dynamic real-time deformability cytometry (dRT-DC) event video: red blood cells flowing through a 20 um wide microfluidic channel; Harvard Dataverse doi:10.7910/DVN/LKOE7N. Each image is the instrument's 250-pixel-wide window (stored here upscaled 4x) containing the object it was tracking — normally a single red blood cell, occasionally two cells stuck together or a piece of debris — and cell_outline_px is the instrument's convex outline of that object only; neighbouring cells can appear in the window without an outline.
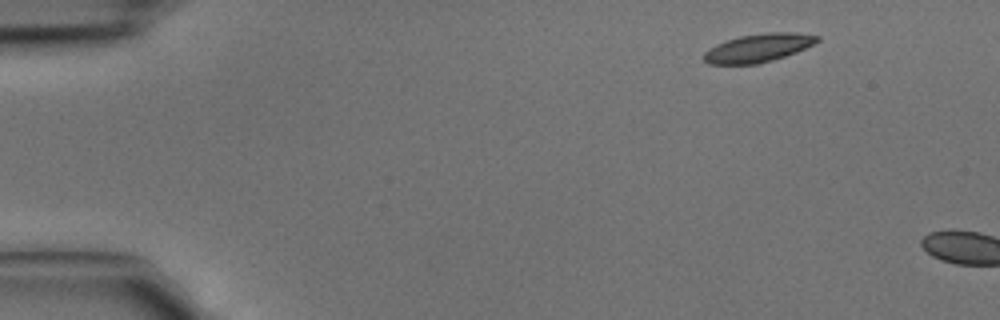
{"species": "common noctule bat (a hibernating species)", "species_latin": "Nyctalus noctula", "temperature_condition": "cold", "stored_images_in_passage": 2, "camera_frame_rate_fps": 3000, "um_per_image_px": 0.085, "animal": {"sex": "male", "body_mass_g": 15.6}, "frame": {"image": 1, "passage_image": 1, "time_ms": 0.0, "image_size_px": [1000, 320], "cell_outline_px": [[820, 40], [796, 52], [772, 60], [756, 64], [708, 64], [704, 60], [704, 52], [708, 48], [716, 44], [740, 36], [768, 32], [796, 32], [820, 36]], "centroid_in_image_um": [64.44, 4.07], "position_along_channel_um": 20.6, "area_um2": 18.55}}